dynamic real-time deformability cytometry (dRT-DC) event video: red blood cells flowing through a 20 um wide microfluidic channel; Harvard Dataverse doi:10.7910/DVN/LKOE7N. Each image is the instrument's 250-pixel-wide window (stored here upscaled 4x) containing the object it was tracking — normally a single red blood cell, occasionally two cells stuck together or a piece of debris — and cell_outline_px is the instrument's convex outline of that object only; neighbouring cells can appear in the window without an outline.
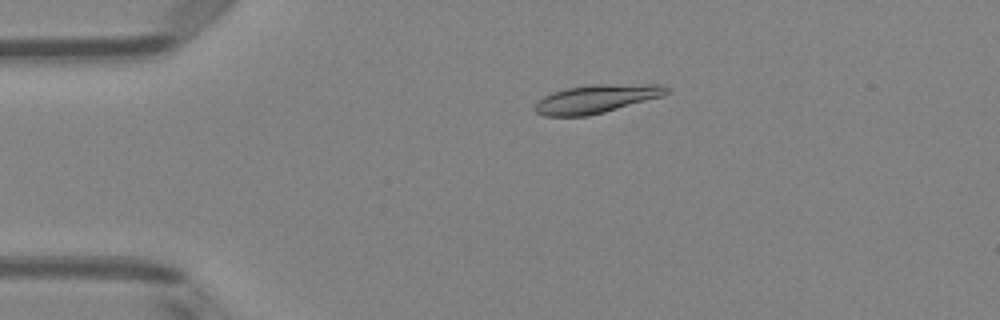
{"species": "Egyptian fruit bat (a non-hibernating species)", "species_latin": "Rousettus aegyptiacus", "temperature_condition": "room temperature", "stored_images_in_passage": 50, "camera_frame_rate_fps": 3000, "um_per_image_px": 0.085, "animal": {"sex": "female"}, "frame": {"image": 1, "passage_image": 11, "time_ms": 3.333, "image_size_px": [1000, 320], "cell_outline_px": [[668, 92], [664, 96], [604, 112], [588, 116], [544, 116], [536, 112], [532, 108], [544, 96], [552, 92], [568, 88], [588, 84], [664, 84], [668, 88]], "centroid_in_image_um": [50.71, 8.39], "position_along_channel_um": 34.3, "area_um2": 21.91}}
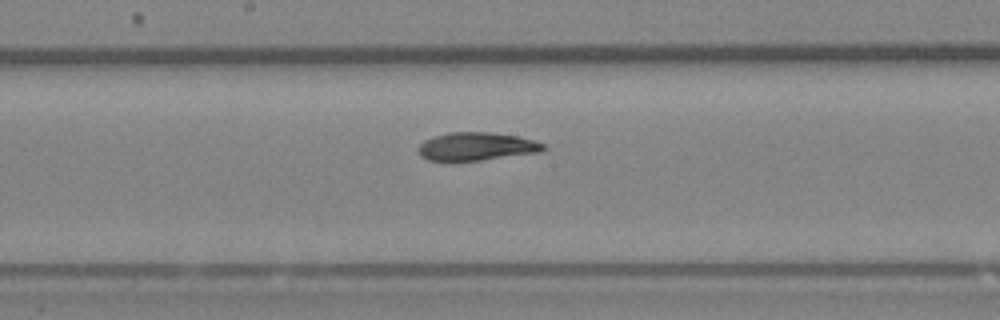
{"frame": {"image": 2, "passage_image": 27, "time_ms": 8.667, "image_size_px": [1000, 320], "cell_outline_px": [[548, 148], [540, 152], [480, 160], [428, 160], [420, 156], [416, 148], [424, 140], [432, 136], [448, 132], [492, 132], [516, 136], [536, 140], [544, 144]], "centroid_in_image_um": [40.49, 12.43], "position_along_channel_um": 207.7, "area_um2": 20.58}}
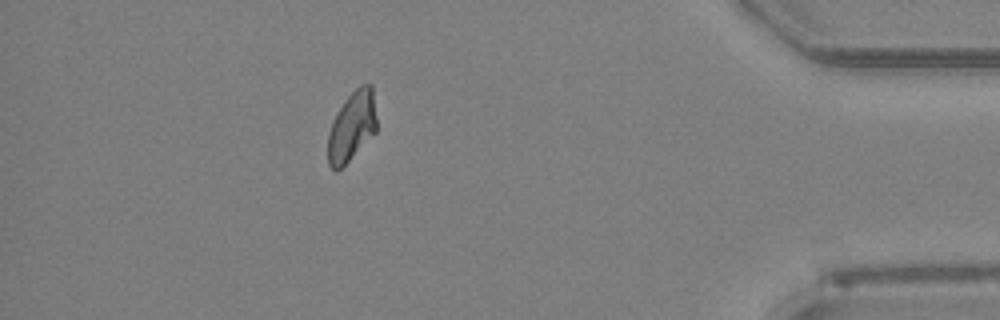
{"frame": {"image": 3, "passage_image": 45, "time_ms": 14.667, "image_size_px": [1000, 320], "cell_outline_px": [[376, 132], [336, 172], [328, 164], [328, 132], [332, 120], [344, 100], [360, 84], [372, 84], [376, 116]], "centroid_in_image_um": [29.9, 10.71], "position_along_channel_um": 405.3, "area_um2": 19.65}, "authors_computed_cell_mechanics": {"area_um2": 20.9525, "velocity_mm_per_s": 4.0559, "shape_relaxation_time_tau1_ms": 6.5218, "shape_relaxation_time_tau2_ms": 1.7595, "deformation_change_tau1": 0.1666, "deformation_change_tau2": 0.0505}}